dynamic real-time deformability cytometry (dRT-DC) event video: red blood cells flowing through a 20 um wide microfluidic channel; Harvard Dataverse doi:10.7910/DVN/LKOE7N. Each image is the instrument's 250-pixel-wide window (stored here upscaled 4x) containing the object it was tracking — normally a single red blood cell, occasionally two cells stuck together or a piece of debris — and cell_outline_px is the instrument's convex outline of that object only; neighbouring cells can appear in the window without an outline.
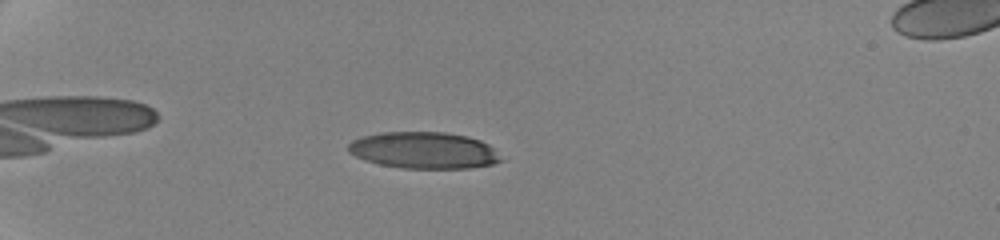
{"species": "human", "species_latin": "Homo sapiens", "temperature_condition": "cold", "stored_images_in_passage": 62, "camera_frame_rate_fps": 3000, "um_per_image_px": 0.085, "donor": {"sex": "female"}, "frame": {"image": 1, "passage_image": 7, "time_ms": 1.333, "image_size_px": [1000, 240], "cell_outline_px": [[504, 160], [492, 164], [468, 168], [400, 168], [380, 164], [364, 160], [348, 152], [348, 144], [352, 140], [364, 136], [380, 132], [444, 132], [468, 136], [480, 140], [488, 144]], "centroid_in_image_um": [36.02, 12.77], "position_along_channel_um": 49.0, "area_um2": 32.54}}
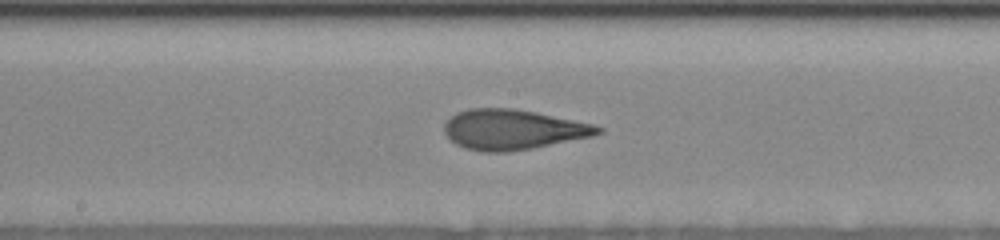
{"frame": {"image": 2, "passage_image": 30, "time_ms": 7.0, "image_size_px": [1000, 240], "cell_outline_px": [[604, 132], [592, 136], [532, 148], [508, 152], [484, 152], [464, 148], [456, 144], [444, 132], [444, 124], [456, 112], [468, 108], [512, 108], [536, 112], [592, 124], [604, 128]], "centroid_in_image_um": [43.58, 11.01], "position_along_channel_um": 204.6, "area_um2": 35.78}}
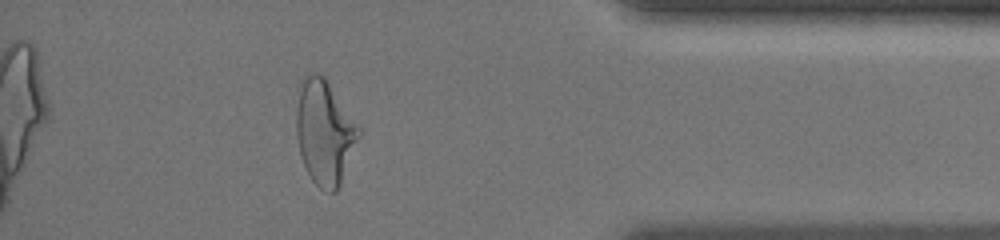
{"frame": {"image": 3, "passage_image": 55, "time_ms": 13.333, "image_size_px": [1000, 240], "cell_outline_px": [[360, 136], [340, 184], [336, 192], [328, 192], [320, 188], [312, 180], [300, 156], [296, 136], [296, 112], [300, 80], [308, 72], [316, 72], [324, 76], [360, 128]], "centroid_in_image_um": [27.56, 11.22], "position_along_channel_um": 407.6, "area_um2": 37.92}, "authors_computed_cell_mechanics": {"area_um2": 35.3158, "velocity_mm_per_s": 3.5257, "shape_relaxation_time_tau1_ms": 6.2321, "shape_relaxation_time_tau2_ms": 1.2337, "deformation_change_tau1": 0.209, "deformation_change_tau2": 0.0888}}